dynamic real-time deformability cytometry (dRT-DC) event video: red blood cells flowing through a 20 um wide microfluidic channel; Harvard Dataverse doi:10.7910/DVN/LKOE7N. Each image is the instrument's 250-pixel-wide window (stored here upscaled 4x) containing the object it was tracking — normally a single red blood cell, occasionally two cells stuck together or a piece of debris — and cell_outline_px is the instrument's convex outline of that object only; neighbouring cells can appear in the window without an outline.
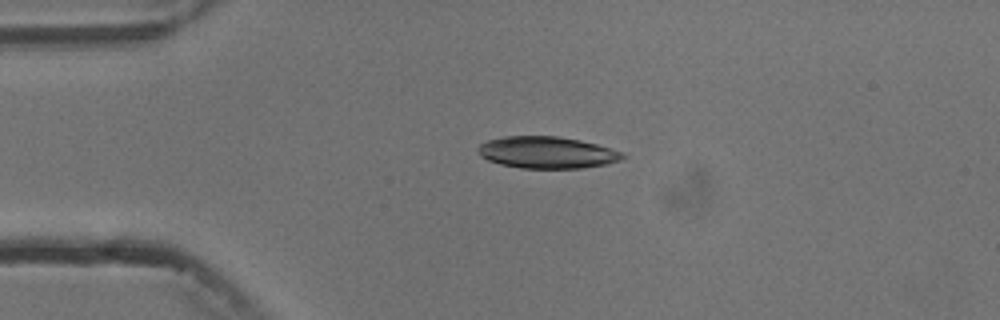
{"species": "common noctule bat (a hibernating species)", "species_latin": "Nyctalus noctula", "temperature_condition": "cold", "stored_images_in_passage": 2, "camera_frame_rate_fps": 3000, "um_per_image_px": 0.085, "animal": {"sex": "male", "body_mass_g": 13.3}, "frame": {"image": 1, "passage_image": 1, "time_ms": 0.0, "image_size_px": [1000, 320], "cell_outline_px": [[628, 156], [620, 160], [608, 164], [580, 168], [520, 168], [500, 164], [488, 160], [480, 156], [476, 148], [480, 144], [488, 140], [504, 136], [556, 136], [580, 140], [596, 144], [624, 152]], "centroid_in_image_um": [46.5, 12.96], "position_along_channel_um": 38.5, "area_um2": 26.93}}